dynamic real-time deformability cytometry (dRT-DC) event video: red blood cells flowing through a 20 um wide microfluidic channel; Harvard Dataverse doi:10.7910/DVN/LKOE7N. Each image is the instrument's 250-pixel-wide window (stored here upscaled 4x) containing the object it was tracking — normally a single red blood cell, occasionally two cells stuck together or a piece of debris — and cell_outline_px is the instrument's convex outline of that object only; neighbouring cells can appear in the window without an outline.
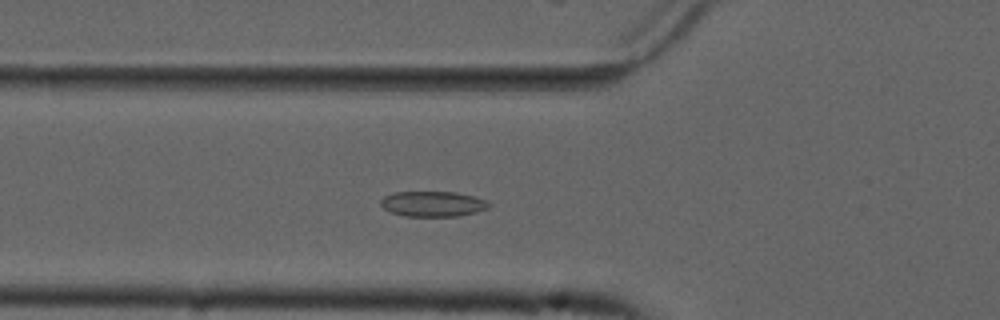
{"species": "common noctule bat (a hibernating species)", "species_latin": "Nyctalus noctula", "temperature_condition": "cold", "stored_images_in_passage": 41, "camera_frame_rate_fps": 3000, "um_per_image_px": 0.085, "animal": {"sex": "male", "forearm_length_mm": 52.5}, "frame": {"image": 1, "passage_image": 5, "time_ms": 1.333, "image_size_px": [1000, 320], "cell_outline_px": [[492, 204], [488, 208], [476, 212], [456, 216], [404, 216], [392, 212], [384, 208], [380, 204], [380, 200], [384, 196], [392, 192], [456, 192], [488, 200]], "centroid_in_image_um": [36.8, 17.32], "position_along_channel_um": 89.0, "area_um2": 16.01}}
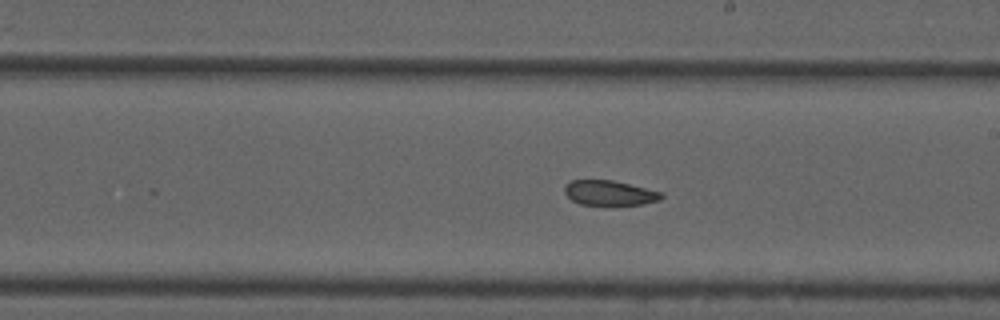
{"frame": {"image": 2, "passage_image": 17, "time_ms": 5.333, "image_size_px": [1000, 320], "cell_outline_px": [[664, 196], [660, 200], [640, 204], [580, 204], [572, 200], [564, 192], [564, 188], [572, 180], [612, 180], [664, 192]], "centroid_in_image_um": [51.84, 16.39], "position_along_channel_um": 237.2, "area_um2": 13.81}}
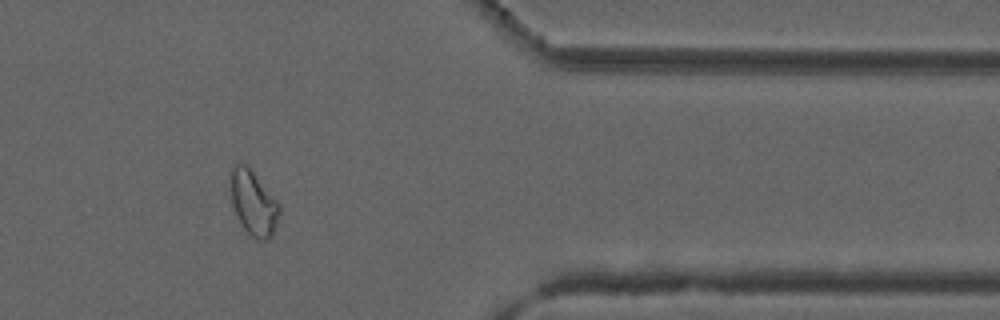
{"frame": {"image": 3, "passage_image": 31, "time_ms": 10.0, "image_size_px": [1000, 320], "cell_outline_px": [[280, 212], [272, 236], [268, 240], [256, 240], [244, 232], [236, 216], [232, 204], [232, 164], [244, 164], [252, 172], [280, 204]], "centroid_in_image_um": [21.55, 17.35], "position_along_channel_um": 389.9, "area_um2": 18.15}, "authors_computed_cell_mechanics": {"area_um2": 15.8372, "velocity_mm_per_s": 3.7019, "shape_relaxation_time_tau1_ms": null, "shape_relaxation_time_tau2_ms": 7.5894, "deformation_change_tau1": null, "deformation_change_tau2": 0.101}}